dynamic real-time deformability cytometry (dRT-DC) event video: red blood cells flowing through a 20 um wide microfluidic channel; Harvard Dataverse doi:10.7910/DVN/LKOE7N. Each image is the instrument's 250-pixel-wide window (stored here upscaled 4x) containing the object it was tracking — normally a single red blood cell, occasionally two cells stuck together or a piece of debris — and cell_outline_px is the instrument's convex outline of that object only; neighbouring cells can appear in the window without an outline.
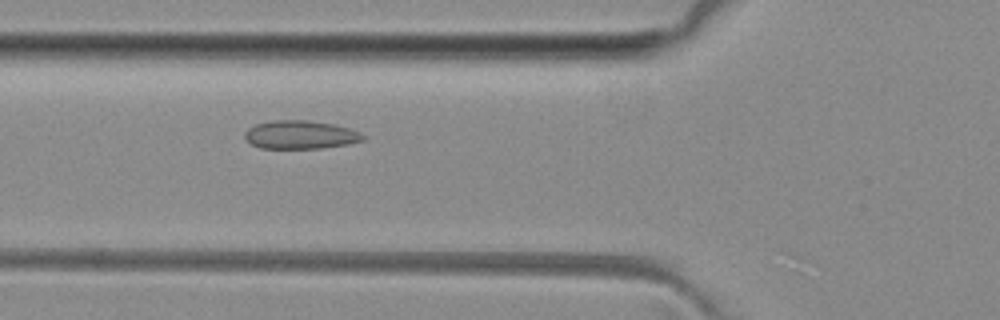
{"species": "common noctule bat (a hibernating species)", "species_latin": "Nyctalus noctula", "temperature_condition": "room temperature", "stored_images_in_passage": 4, "camera_frame_rate_fps": 3000, "um_per_image_px": 0.085, "animal": {"sex": "female", "body_mass_g": 29.2, "forearm_length_mm": 56.3}, "frame": {"image": 1, "passage_image": 4, "time_ms": 3.333, "image_size_px": [1000, 320], "cell_outline_px": [[364, 140], [348, 144], [324, 148], [260, 148], [252, 144], [244, 136], [244, 132], [248, 128], [256, 124], [272, 120], [308, 120], [332, 124], [348, 128], [360, 132], [364, 136]], "centroid_in_image_um": [25.53, 11.45], "position_along_channel_um": 100.3, "area_um2": 19.48}}